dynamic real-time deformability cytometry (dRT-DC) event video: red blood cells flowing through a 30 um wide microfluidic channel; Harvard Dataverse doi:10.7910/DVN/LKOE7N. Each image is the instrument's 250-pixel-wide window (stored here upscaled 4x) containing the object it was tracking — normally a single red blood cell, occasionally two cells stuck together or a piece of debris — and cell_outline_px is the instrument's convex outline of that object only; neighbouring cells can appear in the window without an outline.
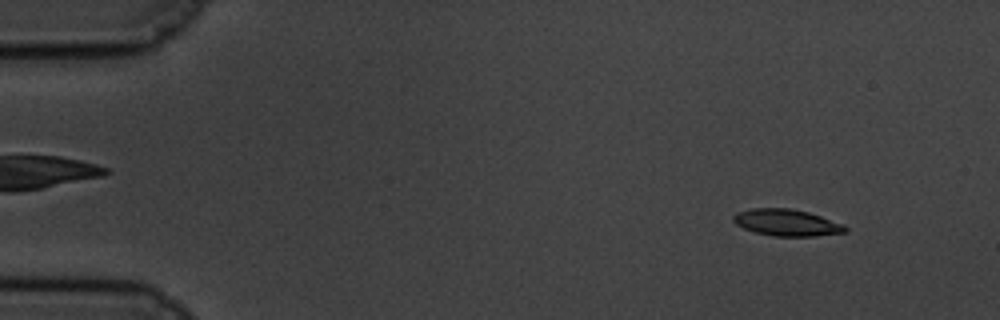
{"species": "common noctule bat (a hibernating species)", "species_latin": "Nyctalus noctula", "temperature_condition": "cold", "stored_images_in_passage": 60, "camera_frame_rate_fps": 3000, "um_per_image_px": 0.085, "animal": {"sex": "male", "body_mass_g": 19.5, "forearm_length_mm": 54.6}, "frame": {"image": 1, "passage_image": 6, "time_ms": 1.667, "image_size_px": [1000, 320], "cell_outline_px": [[848, 232], [816, 236], [772, 236], [756, 232], [744, 228], [736, 224], [732, 220], [732, 216], [736, 212], [752, 208], [788, 208], [808, 212], [844, 224], [848, 228]], "centroid_in_image_um": [66.87, 18.92], "position_along_channel_um": 18.1, "area_um2": 17.46}}
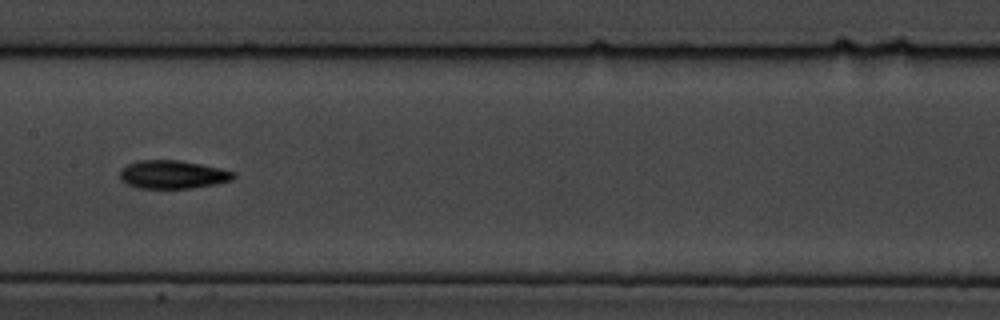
{"frame": {"image": 2, "passage_image": 30, "time_ms": 9.667, "image_size_px": [1000, 320], "cell_outline_px": [[236, 176], [232, 180], [216, 184], [192, 188], [136, 188], [120, 180], [120, 172], [128, 164], [140, 160], [180, 160], [220, 168], [236, 172]], "centroid_in_image_um": [14.71, 14.84], "position_along_channel_um": 192.7, "area_um2": 18.73}}
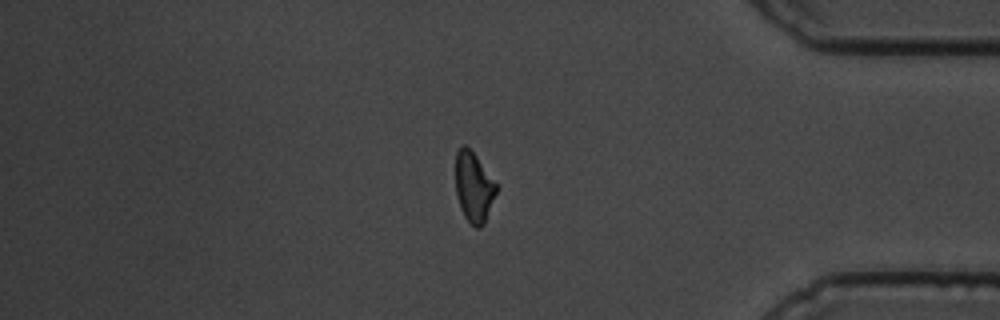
{"frame": {"image": 3, "passage_image": 50, "time_ms": 16.333, "image_size_px": [1000, 320], "cell_outline_px": [[496, 192], [484, 224], [480, 228], [476, 228], [464, 216], [460, 208], [456, 196], [456, 152], [464, 144], [476, 156], [496, 184]], "centroid_in_image_um": [40.24, 15.92], "position_along_channel_um": 395.0, "area_um2": 16.24}, "authors_computed_cell_mechanics": {"area_um2": 17.7157, "velocity_mm_per_s": 3.4183, "shape_relaxation_time_tau1_ms": 4.4321, "shape_relaxation_time_tau2_ms": 6.7618, "deformation_change_tau1": 0.166, "deformation_change_tau2": 0.1117}}